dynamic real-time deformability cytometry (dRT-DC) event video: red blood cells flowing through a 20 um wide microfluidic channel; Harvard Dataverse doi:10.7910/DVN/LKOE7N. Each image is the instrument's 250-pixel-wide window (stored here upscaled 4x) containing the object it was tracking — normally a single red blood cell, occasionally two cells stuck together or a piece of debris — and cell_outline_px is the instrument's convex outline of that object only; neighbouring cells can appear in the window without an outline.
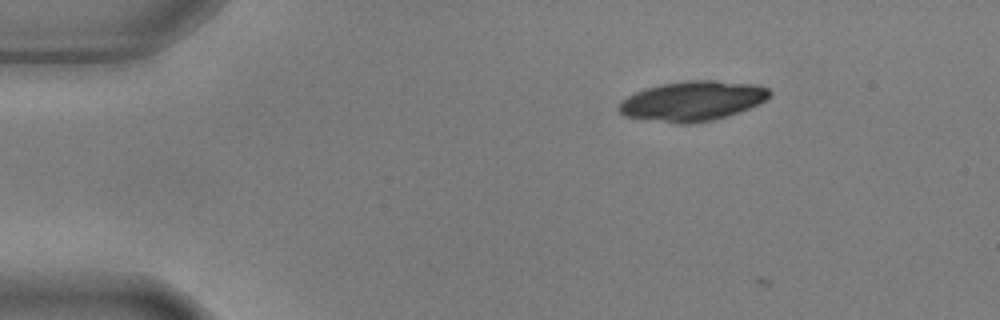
{"species": "common noctule bat (a hibernating species)", "species_latin": "Nyctalus noctula", "temperature_condition": "warm", "stored_images_in_passage": 3, "camera_frame_rate_fps": 3000, "um_per_image_px": 0.085, "animal": {"sex": "male", "body_mass_g": 17.9, "forearm_length_mm": 54.2}, "frame": {"image": 1, "passage_image": 1, "time_ms": 0.0, "image_size_px": [1000, 320], "cell_outline_px": [[772, 96], [768, 100], [760, 104], [740, 112], [728, 116], [712, 120], [688, 124], [676, 124], [624, 116], [616, 108], [620, 100], [644, 88], [660, 84], [684, 80], [716, 80], [760, 84], [768, 88], [772, 92]], "centroid_in_image_um": [58.9, 8.57], "position_along_channel_um": 26.1, "area_um2": 35.72}}